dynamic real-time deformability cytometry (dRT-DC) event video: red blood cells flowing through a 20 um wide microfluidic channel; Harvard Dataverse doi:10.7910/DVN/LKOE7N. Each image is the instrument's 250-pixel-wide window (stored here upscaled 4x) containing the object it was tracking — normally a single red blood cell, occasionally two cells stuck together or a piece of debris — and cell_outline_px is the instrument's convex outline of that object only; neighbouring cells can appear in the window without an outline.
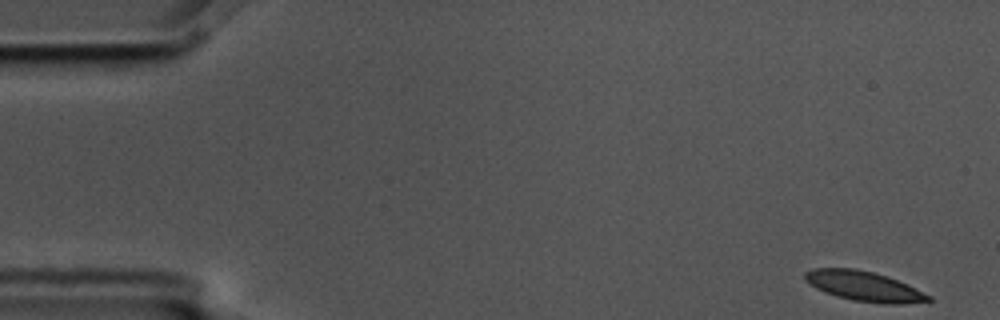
{"species": "common noctule bat (a hibernating species)", "species_latin": "Nyctalus noctula", "temperature_condition": "cold", "stored_images_in_passage": 6, "segment_of_instrument_passage": [2, 2], "camera_frame_rate_fps": 3000, "um_per_image_px": 0.085, "animal": {"sex": "male", "body_mass_g": 17.5, "forearm_length_mm": 52.3}, "frame": {"image": 1, "passage_image": 6, "time_ms": 1.667, "image_size_px": [1000, 320], "cell_outline_px": [[932, 300], [900, 304], [884, 304], [852, 300], [836, 296], [824, 292], [816, 288], [804, 280], [804, 272], [812, 268], [856, 268], [888, 276], [908, 284], [932, 296]], "centroid_in_image_um": [73.43, 24.32], "position_along_channel_um": 11.6, "area_um2": 21.68}}